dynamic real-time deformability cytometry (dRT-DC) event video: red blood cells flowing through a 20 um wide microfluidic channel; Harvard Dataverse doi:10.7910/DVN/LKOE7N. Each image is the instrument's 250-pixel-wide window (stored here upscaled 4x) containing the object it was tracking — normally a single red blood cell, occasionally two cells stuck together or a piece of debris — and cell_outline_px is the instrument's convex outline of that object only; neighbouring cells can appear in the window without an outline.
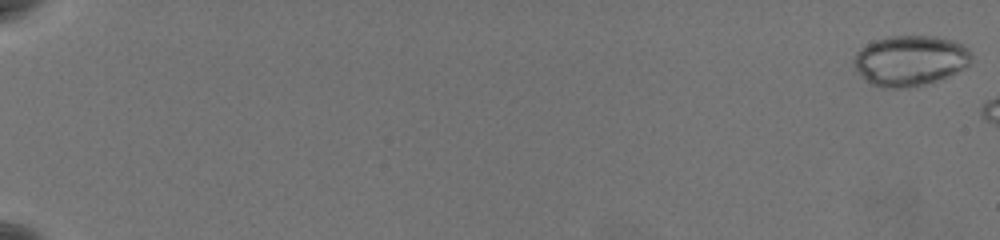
{"species": "common noctule bat (a hibernating species)", "species_latin": "Nyctalus noctula", "temperature_condition": "warm", "stored_images_in_passage": 8, "camera_frame_rate_fps": 3000, "um_per_image_px": 0.085, "animal": {"sex": "female", "body_mass_g": 19.5, "forearm_length_mm": 54.1}, "frame": {"image": 1, "passage_image": 1, "time_ms": 0.0, "image_size_px": [1000, 240], "cell_outline_px": [[972, 56], [968, 64], [964, 68], [924, 84], [904, 88], [884, 88], [872, 84], [864, 80], [860, 76], [852, 60], [856, 52], [860, 48], [876, 40], [888, 36], [936, 36], [952, 40], [960, 44]], "centroid_in_image_um": [77.28, 5.14], "position_along_channel_um": 7.7, "area_um2": 34.04}}